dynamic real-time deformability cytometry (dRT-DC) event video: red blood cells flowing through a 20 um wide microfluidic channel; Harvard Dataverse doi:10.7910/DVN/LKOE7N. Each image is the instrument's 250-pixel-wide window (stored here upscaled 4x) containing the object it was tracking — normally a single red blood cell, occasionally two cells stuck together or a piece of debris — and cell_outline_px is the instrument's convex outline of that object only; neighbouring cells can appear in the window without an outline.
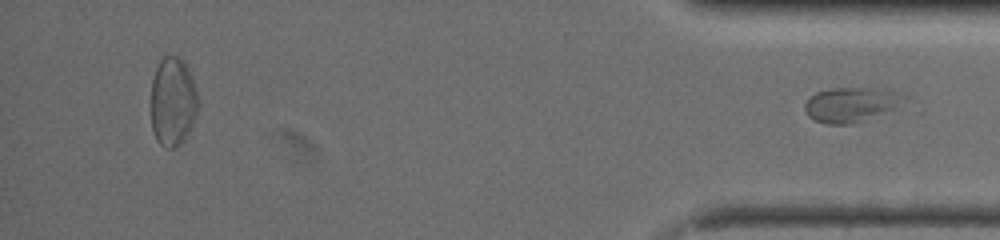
{"species": "common noctule bat (a hibernating species)", "species_latin": "Nyctalus noctula", "temperature_condition": "warm", "stored_images_in_passage": 64, "segment_of_instrument_passage": [2, 2], "camera_frame_rate_fps": 3000, "um_per_image_px": 0.085, "animal": {"sex": "female", "body_mass_g": 19.5, "forearm_length_mm": 54.1}, "frame": {"image": 1, "passage_image": 64, "time_ms": 21.0, "image_size_px": [1000, 240], "cell_outline_px": [[892, 108], [852, 124], [828, 124], [816, 120], [808, 116], [804, 108], [804, 104], [816, 92], [832, 88], [864, 88], [884, 92]], "centroid_in_image_um": [71.91, 8.94], "position_along_channel_um": 363.3, "area_um2": 17.63}}